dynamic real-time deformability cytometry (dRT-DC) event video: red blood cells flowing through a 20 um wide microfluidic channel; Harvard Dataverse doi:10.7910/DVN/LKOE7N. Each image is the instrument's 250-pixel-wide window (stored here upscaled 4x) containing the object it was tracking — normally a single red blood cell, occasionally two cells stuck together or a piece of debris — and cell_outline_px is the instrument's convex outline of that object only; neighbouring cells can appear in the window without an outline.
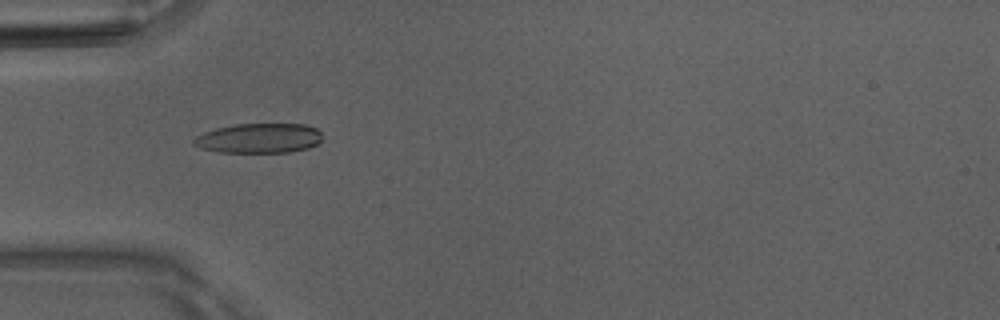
{"species": "Egyptian fruit bat (a non-hibernating species)", "species_latin": "Rousettus aegyptiacus", "temperature_condition": "room temperature", "stored_images_in_passage": 30, "camera_frame_rate_fps": 3000, "um_per_image_px": 0.085, "animal": {"sex": "male"}, "frame": {"image": 1, "passage_image": 1, "time_ms": 0.0, "image_size_px": [1000, 320], "cell_outline_px": [[320, 140], [316, 144], [308, 148], [288, 152], [216, 152], [200, 148], [192, 144], [192, 140], [196, 136], [204, 132], [216, 128], [232, 124], [304, 124], [316, 128], [320, 132]], "centroid_in_image_um": [21.96, 11.74], "position_along_channel_um": 63.0, "area_um2": 22.31}, "authors_computed_cell_mechanics": {"area_um2": 21.4727, "velocity_mm_per_s": 4.0562, "shape_relaxation_time_tau1_ms": null, "shape_relaxation_time_tau2_ms": 3.3683, "deformation_change_tau1": null, "deformation_change_tau2": 0.1102}}